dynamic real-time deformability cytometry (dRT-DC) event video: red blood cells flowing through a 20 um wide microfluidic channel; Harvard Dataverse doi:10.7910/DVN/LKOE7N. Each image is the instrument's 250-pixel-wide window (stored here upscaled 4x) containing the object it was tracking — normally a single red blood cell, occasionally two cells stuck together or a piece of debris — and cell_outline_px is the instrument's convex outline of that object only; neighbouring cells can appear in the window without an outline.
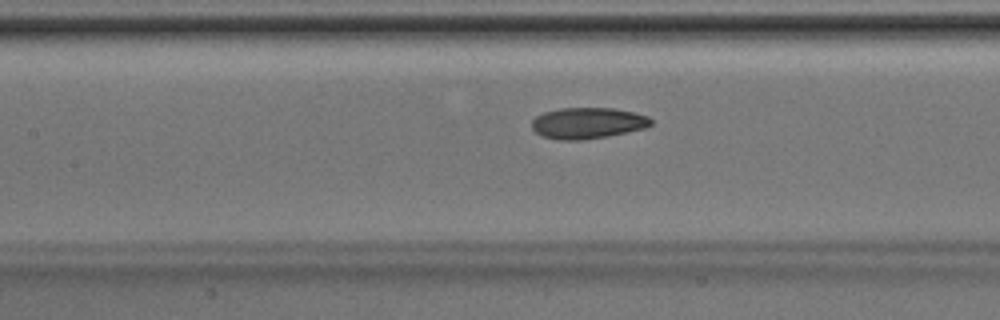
{"species": "Egyptian fruit bat (a non-hibernating species)", "species_latin": "Rousettus aegyptiacus", "temperature_condition": "room temperature", "stored_images_in_passage": 45, "camera_frame_rate_fps": 3000, "um_per_image_px": 0.085, "animal": {"sex": "male"}, "frame": {"image": 1, "passage_image": 21, "time_ms": 6.667, "image_size_px": [1000, 320], "cell_outline_px": [[652, 124], [644, 128], [608, 136], [584, 140], [560, 140], [540, 136], [532, 128], [532, 120], [536, 116], [544, 112], [560, 108], [612, 108], [632, 112], [648, 116], [652, 120]], "centroid_in_image_um": [49.92, 10.47], "position_along_channel_um": 157.5, "area_um2": 21.62}}
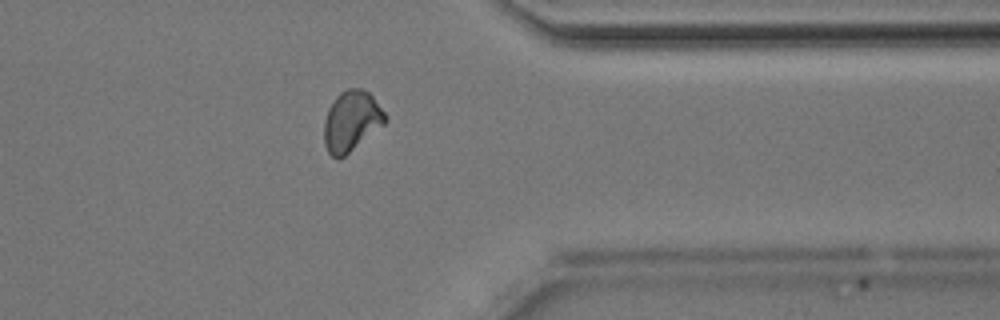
{"frame": {"image": 2, "passage_image": 37, "time_ms": 12.0, "image_size_px": [1000, 320], "cell_outline_px": [[388, 120], [384, 124], [344, 156], [336, 160], [328, 152], [324, 144], [324, 120], [328, 108], [336, 96], [340, 92], [348, 88], [364, 88], [372, 96], [388, 116]], "centroid_in_image_um": [29.86, 10.28], "position_along_channel_um": 381.5, "area_um2": 21.56}}
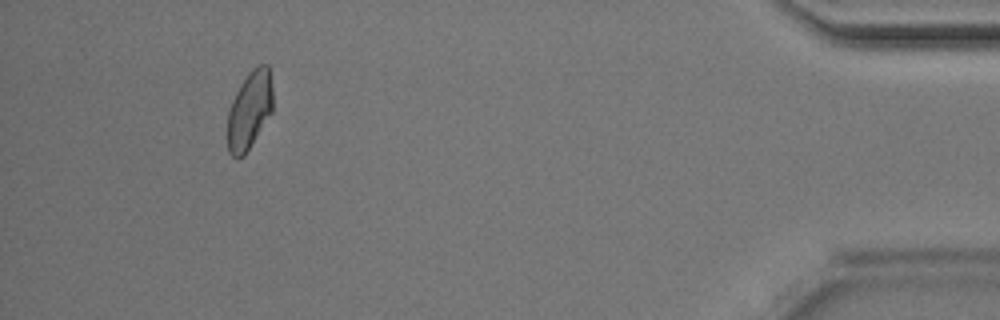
{"frame": {"image": 3, "passage_image": 43, "time_ms": 14.0, "image_size_px": [1000, 320], "cell_outline_px": [[272, 112], [244, 156], [236, 160], [228, 152], [228, 112], [232, 100], [240, 84], [248, 72], [252, 68], [260, 64], [268, 64], [272, 88]], "centroid_in_image_um": [21.2, 9.37], "position_along_channel_um": 414.0, "area_um2": 20.63}}